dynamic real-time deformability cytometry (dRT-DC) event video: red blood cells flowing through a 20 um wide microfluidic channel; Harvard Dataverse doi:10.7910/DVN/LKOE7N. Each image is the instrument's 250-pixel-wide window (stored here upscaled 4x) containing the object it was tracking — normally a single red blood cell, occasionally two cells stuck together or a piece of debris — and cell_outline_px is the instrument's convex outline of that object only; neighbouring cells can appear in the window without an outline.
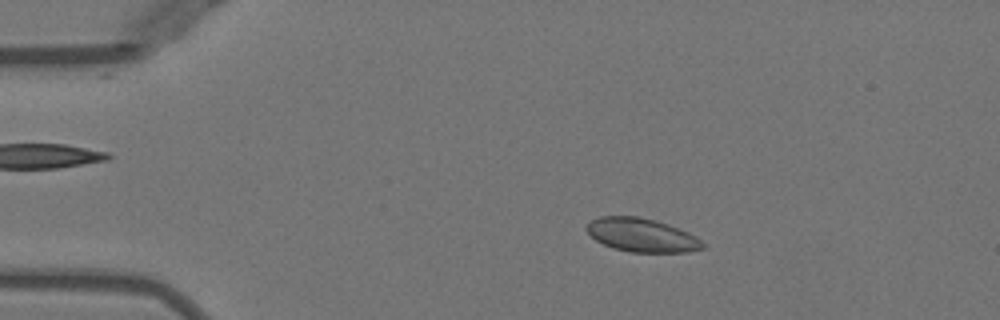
{"species": "Egyptian fruit bat (a non-hibernating species)", "species_latin": "Rousettus aegyptiacus", "temperature_condition": "warm", "stored_images_in_passage": 22, "camera_frame_rate_fps": 3000, "um_per_image_px": 0.085, "animal": {"sex": "female"}, "frame": {"image": 1, "passage_image": 9, "time_ms": 2.667, "image_size_px": [1000, 320], "cell_outline_px": [[704, 248], [688, 252], [632, 252], [612, 248], [596, 240], [584, 228], [592, 220], [600, 216], [640, 216], [656, 220], [668, 224], [688, 232], [696, 236], [704, 244]], "centroid_in_image_um": [54.55, 19.98], "position_along_channel_um": 30.4, "area_um2": 22.72}}
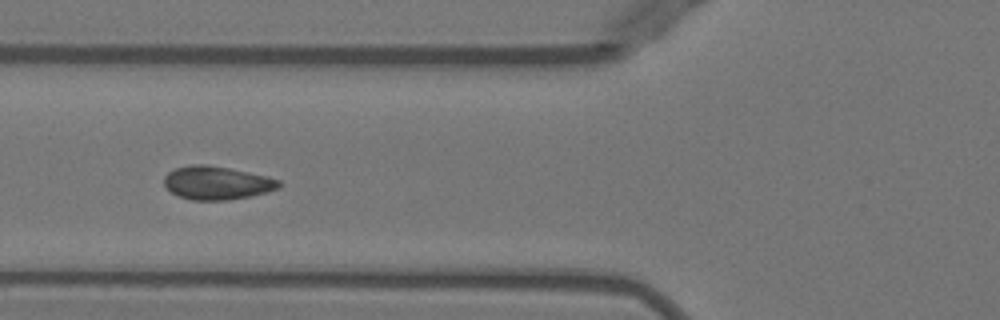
{"frame": {"image": 2, "passage_image": 19, "time_ms": 6.0, "image_size_px": [1000, 320], "cell_outline_px": [[280, 188], [252, 196], [228, 200], [192, 200], [180, 196], [172, 192], [164, 184], [164, 176], [168, 172], [176, 168], [192, 164], [208, 164], [268, 176], [280, 180]], "centroid_in_image_um": [18.45, 15.54], "position_along_channel_um": 107.3, "area_um2": 22.31}}
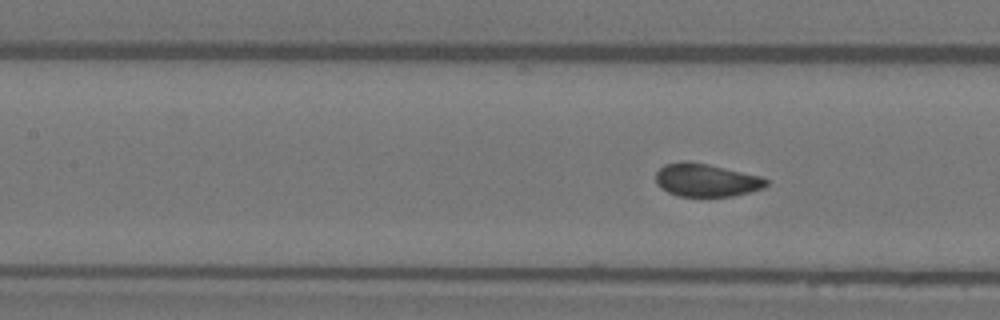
{"frame": {"image": 3, "passage_image": 22, "time_ms": 7.0, "image_size_px": [1000, 320], "cell_outline_px": [[768, 184], [764, 188], [732, 196], [676, 196], [660, 188], [656, 184], [656, 172], [664, 164], [688, 160], [708, 164], [760, 176], [768, 180]], "centroid_in_image_um": [59.99, 15.31], "position_along_channel_um": 147.4, "area_um2": 21.27}}